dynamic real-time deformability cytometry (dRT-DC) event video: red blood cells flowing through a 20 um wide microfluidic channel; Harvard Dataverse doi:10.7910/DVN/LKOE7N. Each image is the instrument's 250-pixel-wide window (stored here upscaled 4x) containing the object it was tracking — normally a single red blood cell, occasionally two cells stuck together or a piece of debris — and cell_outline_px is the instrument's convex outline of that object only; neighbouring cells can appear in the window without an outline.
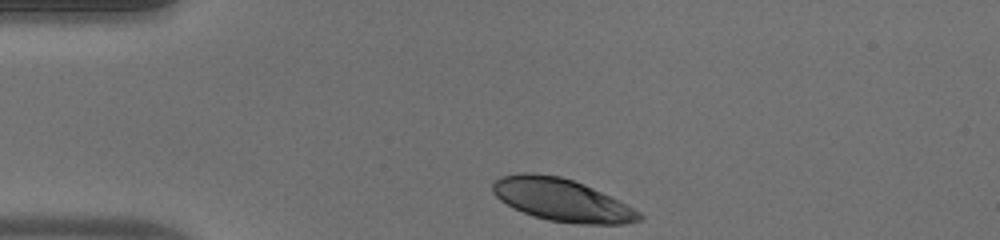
{"species": "human", "species_latin": "Homo sapiens", "temperature_condition": "warm", "stored_images_in_passage": 33, "camera_frame_rate_fps": 3000, "um_per_image_px": 0.085, "donor": {"sex": "male"}, "frame": {"image": 1, "passage_image": 1, "time_ms": 0.0, "image_size_px": [1000, 240], "cell_outline_px": [[644, 216], [640, 220], [624, 224], [576, 224], [548, 220], [532, 216], [500, 200], [492, 192], [492, 184], [500, 176], [520, 172], [532, 172], [560, 176], [584, 184], [640, 212]], "centroid_in_image_um": [47.71, 16.99], "position_along_channel_um": 37.3, "area_um2": 36.01}}
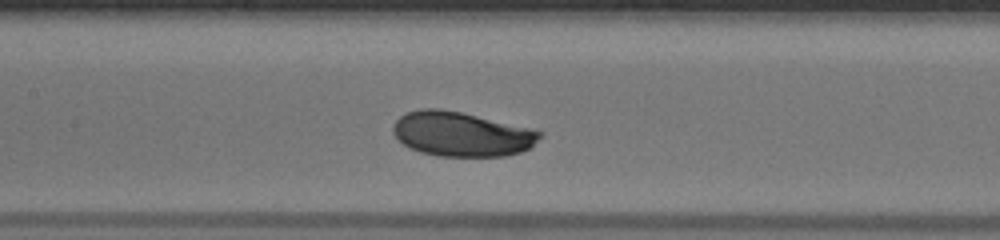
{"frame": {"image": 2, "passage_image": 14, "time_ms": 4.333, "image_size_px": [1000, 240], "cell_outline_px": [[544, 136], [528, 148], [520, 152], [504, 156], [436, 156], [420, 152], [408, 148], [392, 132], [392, 128], [396, 120], [400, 116], [408, 112], [420, 108], [440, 108], [460, 112], [528, 128], [544, 132]], "centroid_in_image_um": [39.21, 11.4], "position_along_channel_um": 168.2, "area_um2": 37.92}}
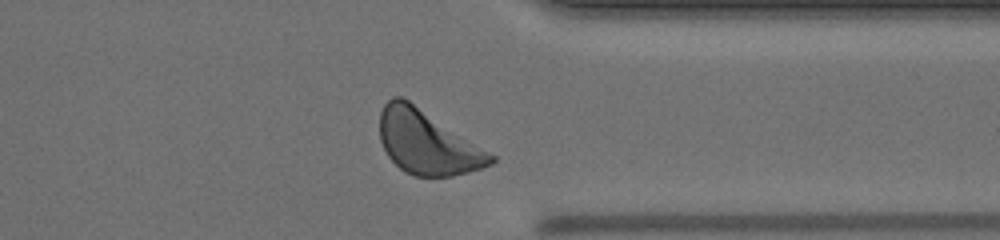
{"frame": {"image": 3, "passage_image": 30, "time_ms": 9.667, "image_size_px": [1000, 240], "cell_outline_px": [[496, 160], [492, 164], [468, 172], [452, 176], [416, 176], [404, 172], [388, 156], [380, 140], [380, 112], [384, 104], [392, 96], [400, 96], [408, 100], [496, 156]], "centroid_in_image_um": [36.3, 12.11], "position_along_channel_um": 375.1, "area_um2": 40.81}, "authors_computed_cell_mechanics": {"area_um2": 37.6278, "velocity_mm_per_s": 3.9473, "shape_relaxation_time_tau1_ms": 2.1141, "shape_relaxation_time_tau2_ms": null, "deformation_change_tau1": 0.1087, "deformation_change_tau2": null}}